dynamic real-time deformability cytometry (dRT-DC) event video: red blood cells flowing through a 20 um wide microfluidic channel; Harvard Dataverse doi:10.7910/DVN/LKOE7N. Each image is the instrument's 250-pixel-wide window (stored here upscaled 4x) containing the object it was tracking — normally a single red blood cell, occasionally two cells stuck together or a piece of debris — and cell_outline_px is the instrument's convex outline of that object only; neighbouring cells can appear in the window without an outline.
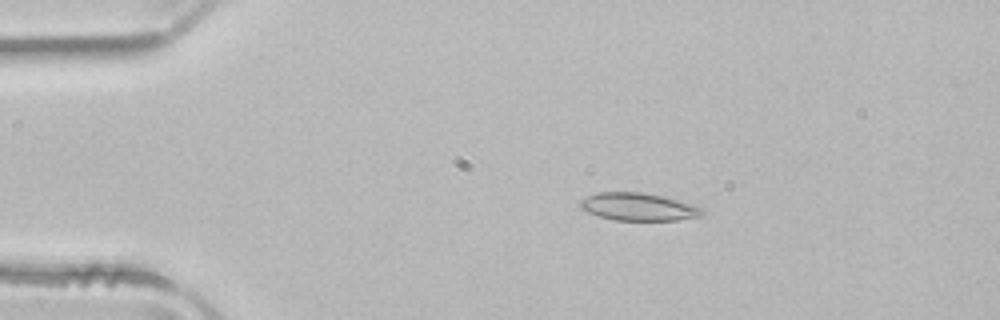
{"species": "common noctule bat (a hibernating species)", "species_latin": "Nyctalus noctula", "temperature_condition": "room temperature", "stored_images_in_passage": 50, "camera_frame_rate_fps": 3000, "um_per_image_px": 0.085, "animal": {"sex": "male", "body_mass_g": 21.5, "forearm_length_mm": 52.0}, "frame": {"image": 1, "passage_image": 9, "time_ms": 2.667, "image_size_px": [1000, 320], "cell_outline_px": [[704, 212], [700, 216], [680, 220], [616, 220], [600, 216], [588, 212], [580, 208], [580, 200], [596, 192], [640, 192], [664, 196], [704, 208]], "centroid_in_image_um": [54.27, 17.57], "position_along_channel_um": 30.7, "area_um2": 19.59}}
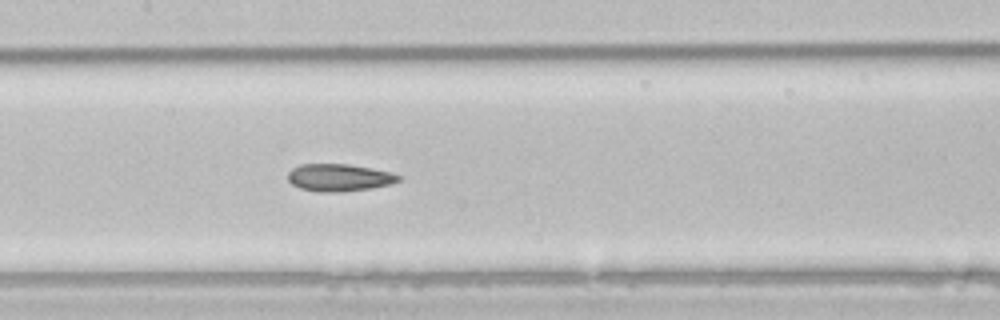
{"frame": {"image": 2, "passage_image": 24, "time_ms": 7.667, "image_size_px": [1000, 320], "cell_outline_px": [[400, 180], [392, 184], [372, 188], [340, 192], [316, 192], [300, 188], [292, 184], [288, 180], [288, 172], [292, 168], [300, 164], [348, 164], [372, 168], [392, 172], [400, 176]], "centroid_in_image_um": [28.83, 15.09], "position_along_channel_um": 178.6, "area_um2": 17.8}}
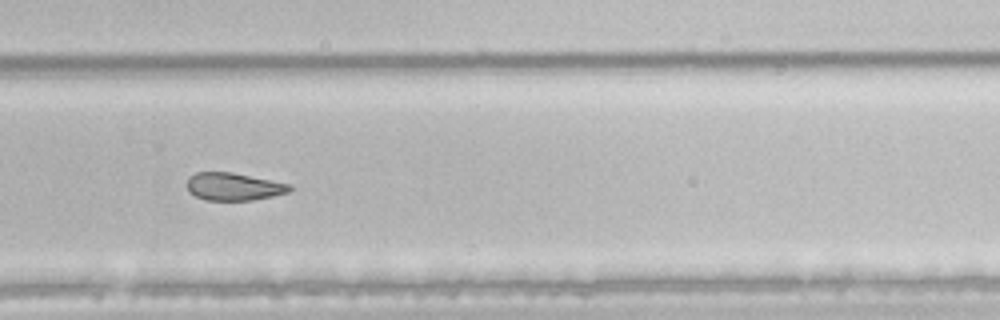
{"frame": {"image": 3, "passage_image": 34, "time_ms": 11.0, "image_size_px": [1000, 320], "cell_outline_px": [[292, 188], [288, 192], [272, 196], [252, 200], [204, 200], [188, 192], [188, 180], [196, 172], [232, 172], [292, 184]], "centroid_in_image_um": [19.88, 15.86], "position_along_channel_um": 309.9, "area_um2": 16.47}, "authors_computed_cell_mechanics": {"area_um2": 19.5364, "velocity_mm_per_s": 3.9662, "shape_relaxation_time_tau1_ms": 6.4361, "shape_relaxation_time_tau2_ms": 3.9159, "deformation_change_tau1": 0.1285, "deformation_change_tau2": 0.0988}}